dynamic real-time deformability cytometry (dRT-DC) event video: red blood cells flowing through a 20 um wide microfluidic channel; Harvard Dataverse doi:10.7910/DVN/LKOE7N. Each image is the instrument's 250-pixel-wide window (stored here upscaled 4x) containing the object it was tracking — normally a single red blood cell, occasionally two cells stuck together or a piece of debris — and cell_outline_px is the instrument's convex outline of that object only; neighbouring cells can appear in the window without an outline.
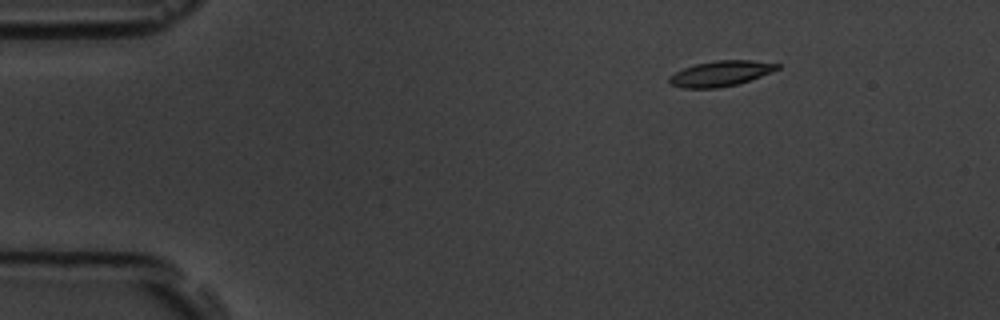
{"species": "common noctule bat (a hibernating species)", "species_latin": "Nyctalus noctula", "temperature_condition": "room temperature", "stored_images_in_passage": 5, "camera_frame_rate_fps": 3000, "um_per_image_px": 0.085, "animal": {"sex": "male", "body_mass_g": 19.5, "forearm_length_mm": 54.6}, "frame": {"image": 1, "passage_image": 1, "time_ms": 0.0, "image_size_px": [1000, 320], "cell_outline_px": [[780, 68], [760, 76], [736, 84], [716, 88], [680, 88], [672, 84], [668, 80], [668, 76], [684, 68], [696, 64], [716, 60], [752, 60], [780, 64]], "centroid_in_image_um": [61.23, 6.24], "position_along_channel_um": 23.8, "area_um2": 15.78}}
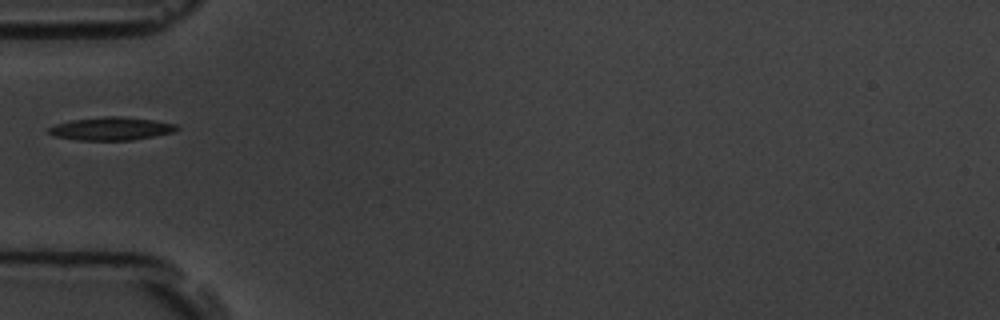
{"frame": {"image": 2, "passage_image": 4, "time_ms": 3.667, "image_size_px": [1000, 320], "cell_outline_px": [[180, 128], [172, 132], [132, 140], [80, 140], [56, 136], [48, 132], [48, 128], [56, 124], [72, 120], [104, 116], [120, 116], [156, 120], [176, 124]], "centroid_in_image_um": [9.48, 10.92], "position_along_channel_um": 75.5, "area_um2": 17.05}}
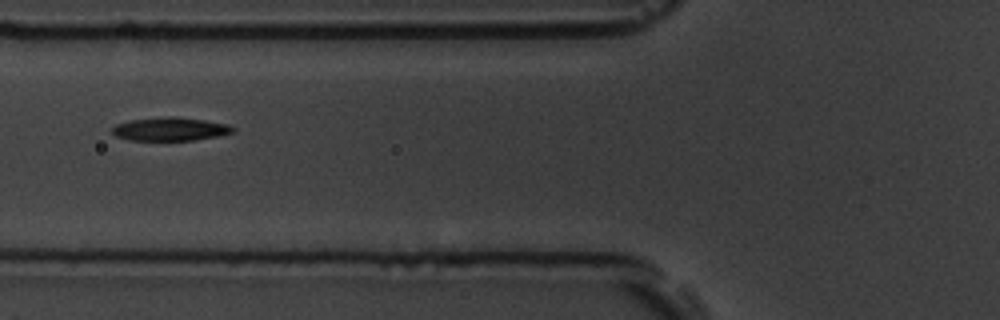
{"frame": {"image": 3, "passage_image": 5, "time_ms": 4.667, "image_size_px": [1000, 320], "cell_outline_px": [[236, 132], [216, 136], [192, 140], [132, 140], [116, 136], [112, 132], [112, 128], [116, 124], [128, 120], [168, 116], [176, 116], [204, 120], [228, 124], [236, 128]], "centroid_in_image_um": [14.49, 10.96], "position_along_channel_um": 111.3, "area_um2": 16.47}}